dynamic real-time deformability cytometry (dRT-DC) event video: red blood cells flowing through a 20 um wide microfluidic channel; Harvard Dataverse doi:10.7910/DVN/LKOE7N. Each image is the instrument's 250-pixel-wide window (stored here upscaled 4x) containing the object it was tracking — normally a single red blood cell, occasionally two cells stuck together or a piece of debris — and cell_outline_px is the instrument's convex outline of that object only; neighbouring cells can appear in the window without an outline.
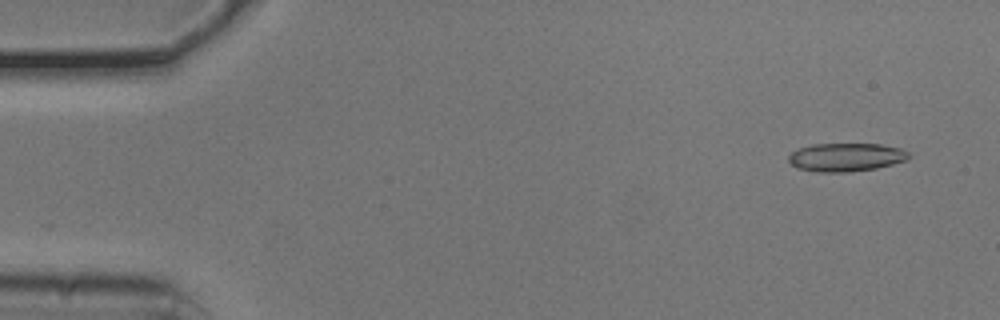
{"species": "common noctule bat (a hibernating species)", "species_latin": "Nyctalus noctula", "temperature_condition": "cold", "stored_images_in_passage": 52, "camera_frame_rate_fps": 3000, "um_per_image_px": 0.085, "animal": {"sex": "male", "body_mass_g": 20.5, "forearm_length_mm": 52.5}, "frame": {"image": 1, "passage_image": 3, "time_ms": 0.667, "image_size_px": [1000, 320], "cell_outline_px": [[912, 156], [908, 160], [876, 168], [848, 172], [816, 172], [796, 168], [788, 160], [788, 156], [792, 152], [800, 148], [812, 144], [880, 144], [900, 148], [908, 152]], "centroid_in_image_um": [71.92, 13.36], "position_along_channel_um": 13.1, "area_um2": 19.94}}
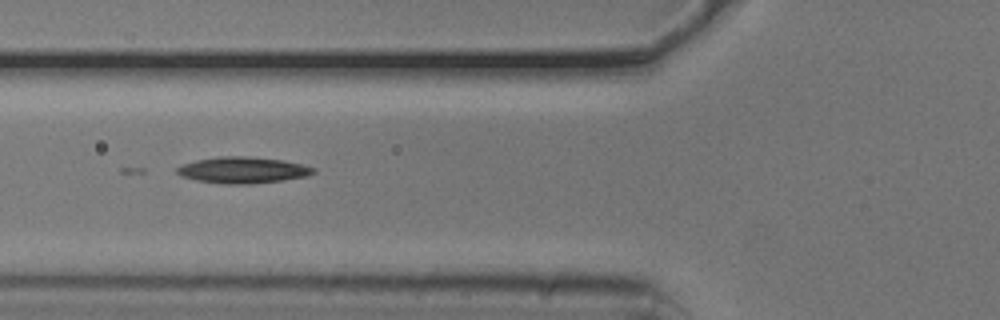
{"frame": {"image": 2, "passage_image": 19, "time_ms": 6.0, "image_size_px": [1000, 320], "cell_outline_px": [[316, 172], [308, 176], [284, 180], [252, 184], [224, 184], [196, 180], [180, 176], [176, 172], [176, 168], [184, 164], [196, 160], [220, 156], [244, 156], [284, 160], [316, 168]], "centroid_in_image_um": [20.65, 14.46], "position_along_channel_um": 105.1, "area_um2": 20.98}}
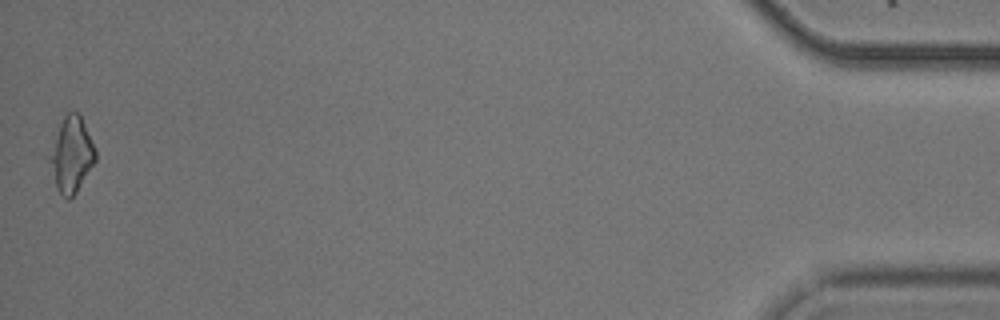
{"frame": {"image": 3, "passage_image": 52, "time_ms": 17.0, "image_size_px": [1000, 320], "cell_outline_px": [[96, 160], [76, 192], [68, 200], [56, 188], [44, 156], [64, 116], [68, 112], [80, 112], [96, 148]], "centroid_in_image_um": [6.01, 13.12], "position_along_channel_um": 429.2, "area_um2": 20.81}}